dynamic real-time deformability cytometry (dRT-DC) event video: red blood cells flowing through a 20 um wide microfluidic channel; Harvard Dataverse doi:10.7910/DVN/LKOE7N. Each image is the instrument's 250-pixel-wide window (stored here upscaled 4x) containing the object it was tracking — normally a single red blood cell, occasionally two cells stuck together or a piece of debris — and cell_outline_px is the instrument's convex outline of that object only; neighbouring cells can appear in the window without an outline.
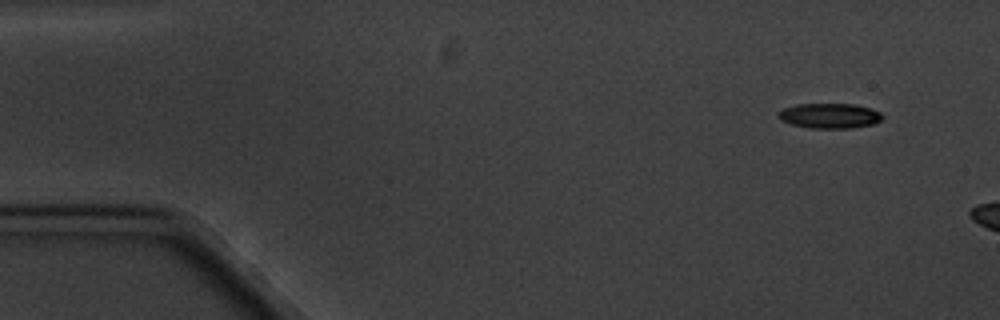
{"species": "common noctule bat (a hibernating species)", "species_latin": "Nyctalus noctula", "temperature_condition": "cold", "stored_images_in_passage": 3, "camera_frame_rate_fps": 3000, "um_per_image_px": 0.085, "animal": {"sex": "male", "body_mass_g": 20.1, "forearm_length_mm": 53.5}, "frame": {"image": 1, "passage_image": 1, "time_ms": 0.0, "image_size_px": [1000, 320], "cell_outline_px": [[884, 116], [880, 120], [872, 124], [848, 128], [808, 128], [792, 124], [780, 120], [780, 112], [784, 108], [796, 104], [856, 104], [872, 108], [880, 112]], "centroid_in_image_um": [70.55, 9.83], "position_along_channel_um": 14.5, "area_um2": 15.09}}